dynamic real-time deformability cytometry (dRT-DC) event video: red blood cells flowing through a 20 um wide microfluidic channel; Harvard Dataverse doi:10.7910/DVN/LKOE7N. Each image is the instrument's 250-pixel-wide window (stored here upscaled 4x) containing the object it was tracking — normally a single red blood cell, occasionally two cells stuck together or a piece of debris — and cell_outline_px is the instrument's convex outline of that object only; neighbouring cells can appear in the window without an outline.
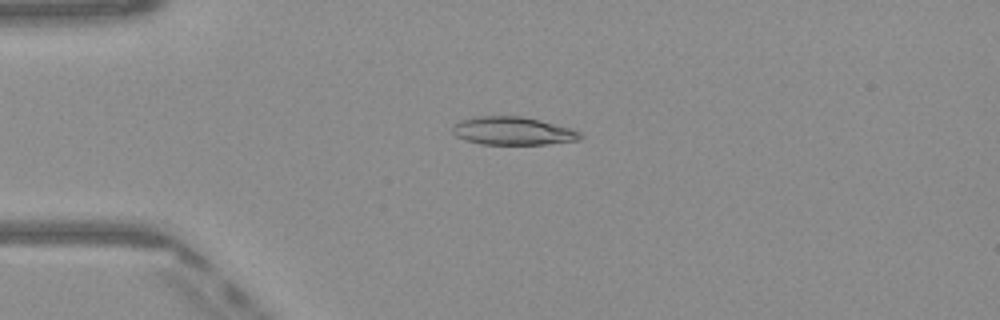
{"species": "Egyptian fruit bat (a non-hibernating species)", "species_latin": "Rousettus aegyptiacus", "temperature_condition": "warm", "stored_images_in_passage": 48, "camera_frame_rate_fps": 3000, "um_per_image_px": 0.085, "frame": {"image": 1, "passage_image": 11, "time_ms": 3.333, "image_size_px": [1000, 320], "cell_outline_px": [[584, 136], [580, 140], [548, 144], [480, 144], [464, 140], [456, 136], [452, 132], [452, 128], [460, 120], [476, 116], [520, 116], [540, 120], [572, 128], [580, 132]], "centroid_in_image_um": [43.61, 11.13], "position_along_channel_um": 41.4, "area_um2": 21.04}}
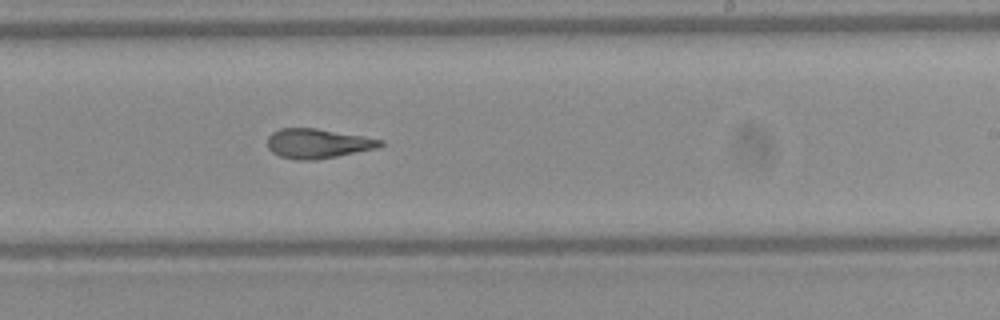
{"frame": {"image": 2, "passage_image": 29, "time_ms": 9.333, "image_size_px": [1000, 320], "cell_outline_px": [[384, 144], [376, 148], [316, 160], [296, 160], [280, 156], [272, 152], [268, 148], [268, 136], [272, 132], [280, 128], [316, 128], [364, 136], [384, 140]], "centroid_in_image_um": [26.99, 12.19], "position_along_channel_um": 262.0, "area_um2": 19.42}}
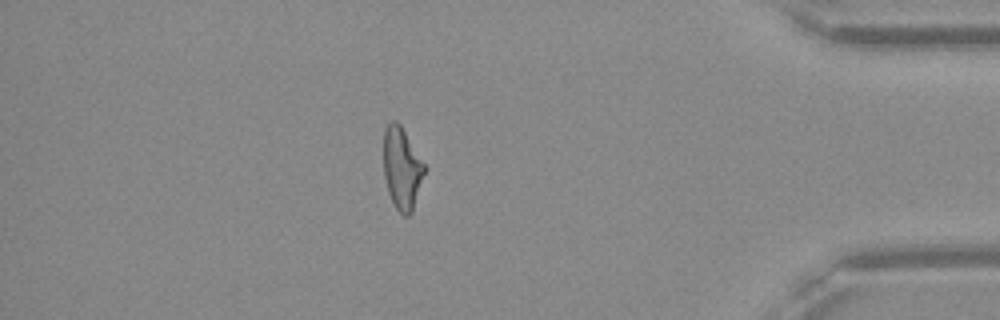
{"frame": {"image": 3, "passage_image": 42, "time_ms": 13.667, "image_size_px": [1000, 320], "cell_outline_px": [[424, 172], [412, 212], [408, 216], [404, 216], [396, 208], [388, 192], [384, 176], [384, 128], [392, 120], [396, 120], [400, 124], [424, 164]], "centroid_in_image_um": [34.13, 14.3], "position_along_channel_um": 401.1, "area_um2": 19.07}, "authors_computed_cell_mechanics": {"area_um2": 20.4323, "velocity_mm_per_s": 4.1084, "shape_relaxation_time_tau1_ms": 9.7471, "shape_relaxation_time_tau2_ms": 2.948, "deformation_change_tau1": 0.2917, "deformation_change_tau2": 0.1307}}